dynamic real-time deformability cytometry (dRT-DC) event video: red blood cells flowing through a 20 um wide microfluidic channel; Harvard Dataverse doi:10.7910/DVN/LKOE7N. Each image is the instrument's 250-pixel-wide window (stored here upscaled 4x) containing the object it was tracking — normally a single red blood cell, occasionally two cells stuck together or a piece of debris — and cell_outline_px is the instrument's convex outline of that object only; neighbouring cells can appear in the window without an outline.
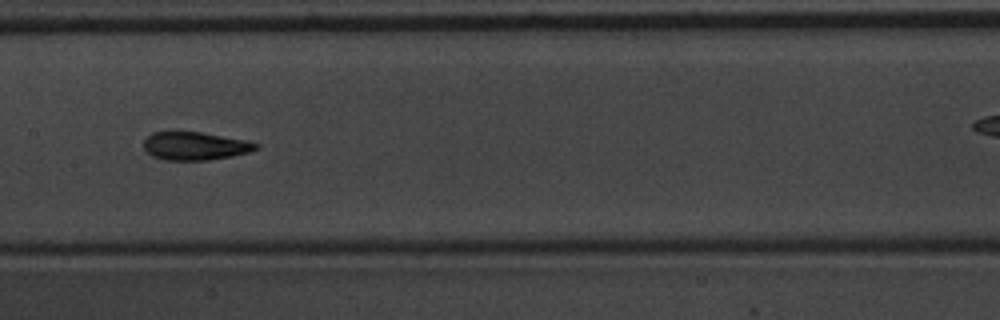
{"species": "common noctule bat (a hibernating species)", "species_latin": "Nyctalus noctula", "temperature_condition": "warm", "stored_images_in_passage": 12, "camera_frame_rate_fps": 3000, "um_per_image_px": 0.085, "animal": {"sex": "male", "body_mass_g": 20.1, "forearm_length_mm": 53.5}, "frame": {"image": 1, "passage_image": 9, "time_ms": 2.667, "image_size_px": [1000, 320], "cell_outline_px": [[260, 148], [248, 152], [232, 156], [208, 160], [164, 160], [152, 156], [144, 148], [144, 140], [152, 132], [200, 132], [248, 140], [260, 144]], "centroid_in_image_um": [16.61, 12.41], "position_along_channel_um": 190.8, "area_um2": 18.44}}